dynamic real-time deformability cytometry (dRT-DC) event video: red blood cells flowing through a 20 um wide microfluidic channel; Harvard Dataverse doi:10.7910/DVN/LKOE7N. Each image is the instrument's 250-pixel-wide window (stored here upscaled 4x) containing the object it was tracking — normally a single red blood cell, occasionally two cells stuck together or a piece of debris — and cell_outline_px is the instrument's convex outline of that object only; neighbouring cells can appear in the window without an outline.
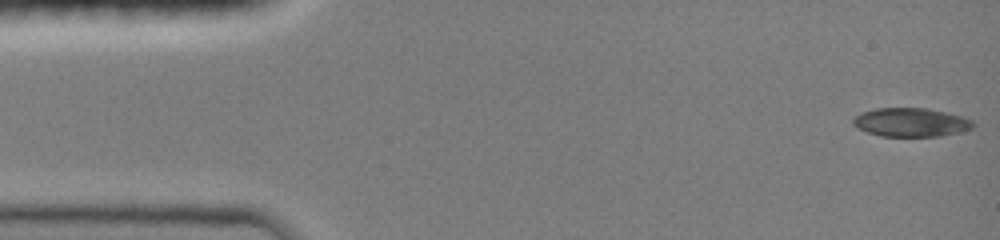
{"species": "common noctule bat (a hibernating species)", "species_latin": "Nyctalus noctula", "temperature_condition": "room temperature", "stored_images_in_passage": 47, "camera_frame_rate_fps": 3000, "um_per_image_px": 0.085, "animal": {"sex": "female", "body_mass_g": 19.0, "forearm_length_mm": 51.5}, "frame": {"image": 1, "passage_image": 1, "time_ms": 0.0, "image_size_px": [1000, 240], "cell_outline_px": [[976, 124], [972, 128], [960, 132], [940, 136], [880, 136], [868, 132], [852, 124], [852, 120], [860, 112], [876, 108], [928, 108], [960, 116], [972, 120]], "centroid_in_image_um": [77.43, 10.39], "position_along_channel_um": 7.6, "area_um2": 20.0}}
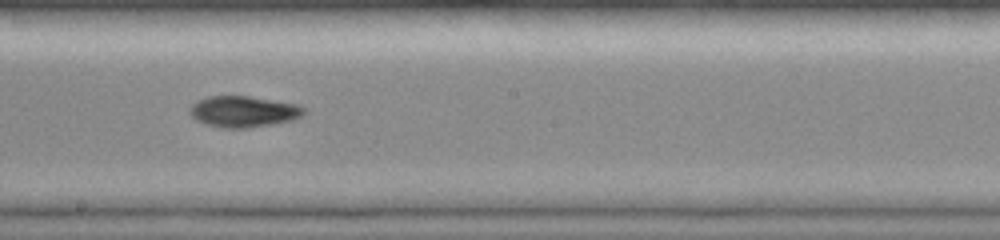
{"frame": {"image": 2, "passage_image": 26, "time_ms": 8.333, "image_size_px": [1000, 240], "cell_outline_px": [[308, 112], [292, 120], [272, 124], [248, 128], [224, 128], [204, 124], [196, 120], [188, 112], [188, 108], [196, 100], [208, 96], [248, 96], [296, 104], [304, 108]], "centroid_in_image_um": [20.65, 9.48], "position_along_channel_um": 227.6, "area_um2": 20.81}}
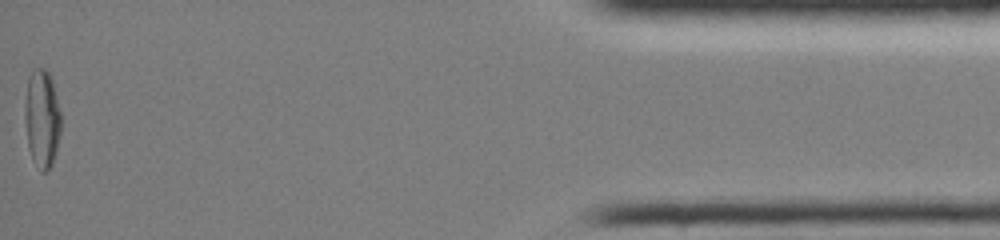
{"frame": {"image": 3, "passage_image": 47, "time_ms": 15.333, "image_size_px": [1000, 240], "cell_outline_px": [[60, 136], [52, 164], [44, 172], [40, 172], [32, 160], [28, 148], [24, 120], [24, 112], [28, 76], [32, 68], [44, 68], [48, 72], [52, 80], [60, 112]], "centroid_in_image_um": [3.55, 10.08], "position_along_channel_um": 431.7, "area_um2": 20.81}}